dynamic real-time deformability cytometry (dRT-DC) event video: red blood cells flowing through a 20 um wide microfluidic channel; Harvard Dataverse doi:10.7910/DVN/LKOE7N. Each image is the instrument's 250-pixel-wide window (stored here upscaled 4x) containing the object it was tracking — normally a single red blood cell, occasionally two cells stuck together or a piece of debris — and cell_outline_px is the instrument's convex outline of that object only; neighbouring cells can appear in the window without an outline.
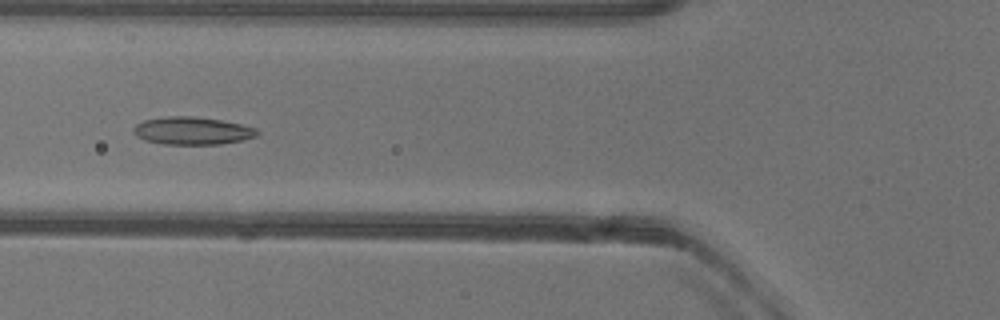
{"species": "common noctule bat (a hibernating species)", "species_latin": "Nyctalus noctula", "temperature_condition": "warm", "stored_images_in_passage": 40, "camera_frame_rate_fps": 3000, "um_per_image_px": 0.085, "animal": {"sex": "female"}, "frame": {"image": 1, "passage_image": 19, "time_ms": 6.0, "image_size_px": [1000, 320], "cell_outline_px": [[260, 132], [256, 136], [240, 140], [220, 144], [164, 144], [144, 140], [136, 136], [132, 132], [132, 128], [136, 124], [144, 120], [168, 116], [192, 116], [220, 120], [240, 124], [256, 128]], "centroid_in_image_um": [16.3, 11.11], "position_along_channel_um": 109.5, "area_um2": 19.88}}
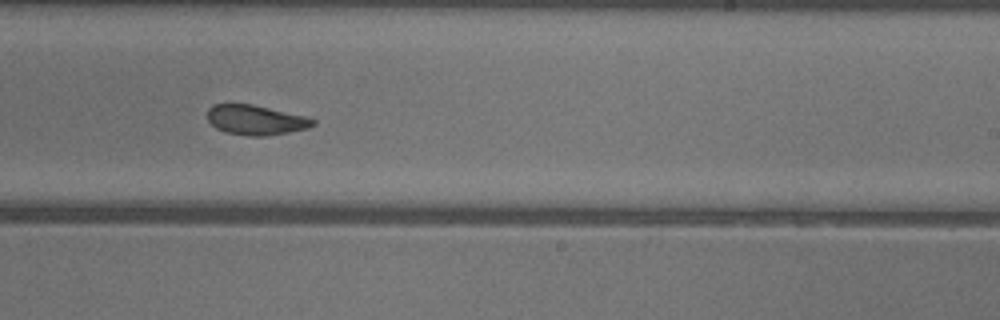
{"frame": {"image": 2, "passage_image": 31, "time_ms": 10.0, "image_size_px": [1000, 320], "cell_outline_px": [[316, 124], [308, 128], [288, 132], [264, 136], [244, 136], [224, 132], [216, 128], [208, 120], [208, 108], [212, 104], [252, 104], [304, 116], [316, 120]], "centroid_in_image_um": [21.71, 10.2], "position_along_channel_um": 267.3, "area_um2": 18.32}}
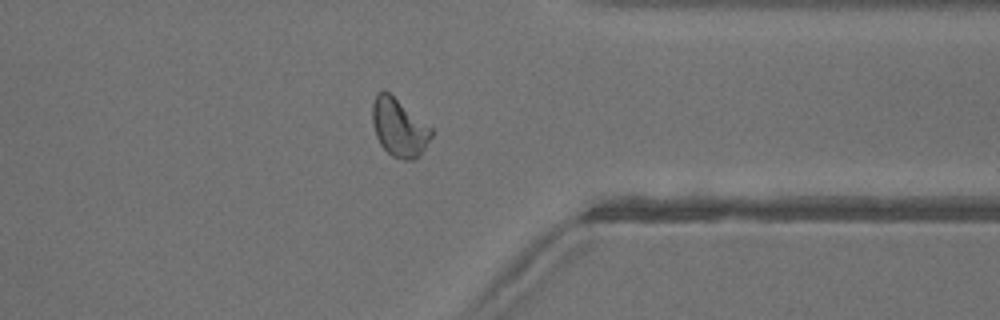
{"frame": {"image": 3, "passage_image": 40, "time_ms": 13.0, "image_size_px": [1000, 320], "cell_outline_px": [[432, 136], [420, 156], [416, 160], [404, 160], [392, 156], [380, 144], [376, 136], [372, 120], [372, 104], [376, 92], [384, 88], [432, 128]], "centroid_in_image_um": [33.91, 10.83], "position_along_channel_um": 377.5, "area_um2": 20.06}, "authors_computed_cell_mechanics": {"area_um2": 19.7965, "velocity_mm_per_s": 3.947, "shape_relaxation_time_tau1_ms": 7.7951, "shape_relaxation_time_tau2_ms": 1.6387, "deformation_change_tau1": 0.1859, "deformation_change_tau2": 0.0797}}